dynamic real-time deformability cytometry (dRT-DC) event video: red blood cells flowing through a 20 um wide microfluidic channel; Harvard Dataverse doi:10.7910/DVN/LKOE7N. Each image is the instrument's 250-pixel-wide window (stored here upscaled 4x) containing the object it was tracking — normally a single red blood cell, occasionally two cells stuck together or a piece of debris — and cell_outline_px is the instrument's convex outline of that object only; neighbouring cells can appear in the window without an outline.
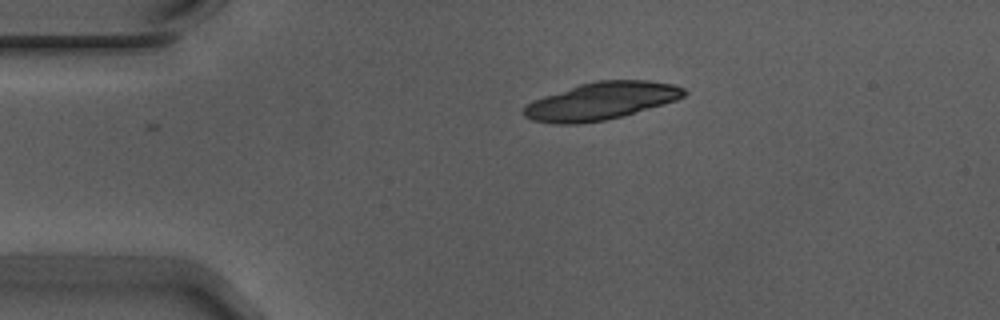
{"species": "Egyptian fruit bat (a non-hibernating species)", "species_latin": "Rousettus aegyptiacus", "temperature_condition": "warm", "stored_images_in_passage": 40, "camera_frame_rate_fps": 3000, "um_per_image_px": 0.085, "animal": {"sex": "male"}, "frame": {"image": 1, "passage_image": 1, "time_ms": 0.0, "image_size_px": [1000, 320], "cell_outline_px": [[688, 92], [684, 96], [676, 100], [664, 104], [624, 116], [604, 120], [580, 124], [552, 124], [532, 120], [524, 116], [524, 104], [544, 96], [580, 84], [596, 80], [648, 80], [672, 84], [684, 88]], "centroid_in_image_um": [51.1, 8.59], "position_along_channel_um": 33.9, "area_um2": 35.08}}